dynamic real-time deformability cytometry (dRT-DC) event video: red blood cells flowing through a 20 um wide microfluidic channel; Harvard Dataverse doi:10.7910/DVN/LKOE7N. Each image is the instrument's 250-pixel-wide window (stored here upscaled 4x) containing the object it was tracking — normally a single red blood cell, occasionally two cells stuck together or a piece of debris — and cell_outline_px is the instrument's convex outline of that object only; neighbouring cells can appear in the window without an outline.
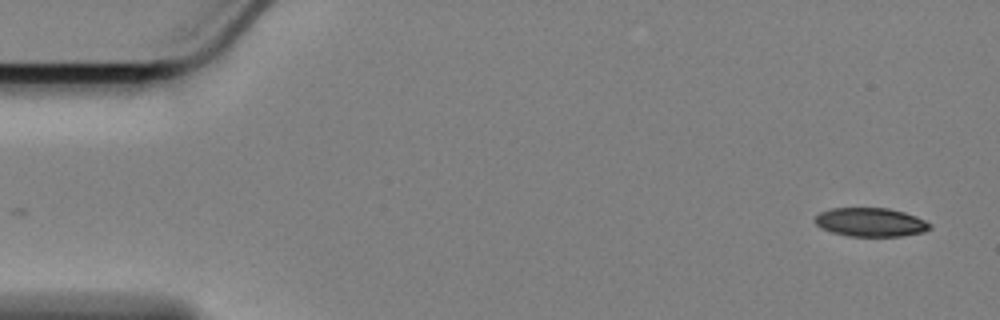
{"species": "Egyptian fruit bat (a non-hibernating species)", "species_latin": "Rousettus aegyptiacus", "temperature_condition": "cold", "stored_images_in_passage": 57, "camera_frame_rate_fps": 3000, "um_per_image_px": 0.085, "animal": {"sex": "female"}, "frame": {"image": 1, "passage_image": 1, "time_ms": 0.0, "image_size_px": [1000, 320], "cell_outline_px": [[932, 228], [924, 232], [900, 236], [848, 236], [832, 232], [820, 228], [812, 220], [820, 212], [832, 208], [888, 208], [904, 212], [916, 216], [932, 224]], "centroid_in_image_um": [73.99, 18.89], "position_along_channel_um": 11.0, "area_um2": 19.36}}
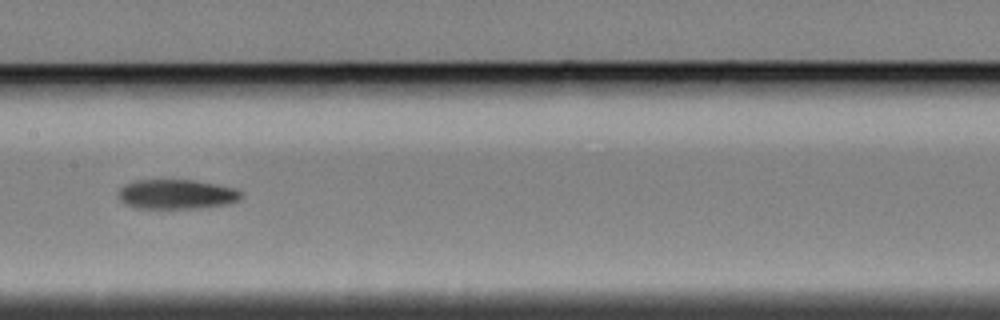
{"frame": {"image": 2, "passage_image": 27, "time_ms": 8.667, "image_size_px": [1000, 320], "cell_outline_px": [[244, 196], [240, 200], [232, 204], [208, 208], [136, 208], [124, 204], [116, 196], [116, 192], [124, 184], [132, 180], [196, 180], [236, 188]], "centroid_in_image_um": [15.02, 16.52], "position_along_channel_um": 192.4, "area_um2": 21.85}}
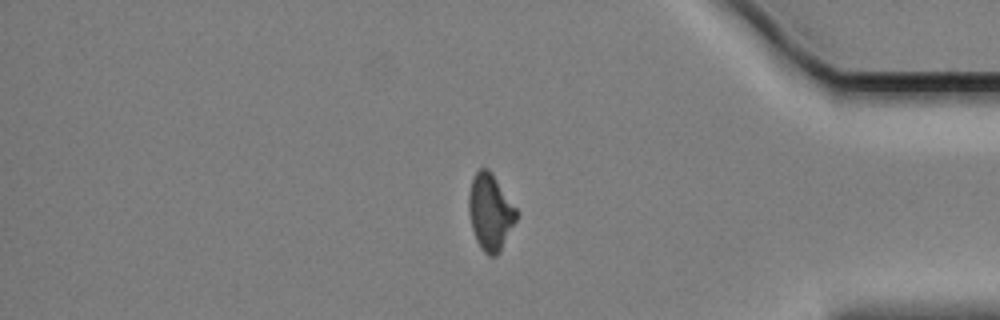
{"frame": {"image": 3, "passage_image": 47, "time_ms": 15.333, "image_size_px": [1000, 320], "cell_outline_px": [[516, 220], [496, 256], [488, 256], [480, 248], [476, 240], [472, 228], [468, 212], [468, 196], [472, 176], [480, 168], [488, 168], [492, 172], [516, 208]], "centroid_in_image_um": [41.63, 17.99], "position_along_channel_um": 393.6, "area_um2": 21.04}}